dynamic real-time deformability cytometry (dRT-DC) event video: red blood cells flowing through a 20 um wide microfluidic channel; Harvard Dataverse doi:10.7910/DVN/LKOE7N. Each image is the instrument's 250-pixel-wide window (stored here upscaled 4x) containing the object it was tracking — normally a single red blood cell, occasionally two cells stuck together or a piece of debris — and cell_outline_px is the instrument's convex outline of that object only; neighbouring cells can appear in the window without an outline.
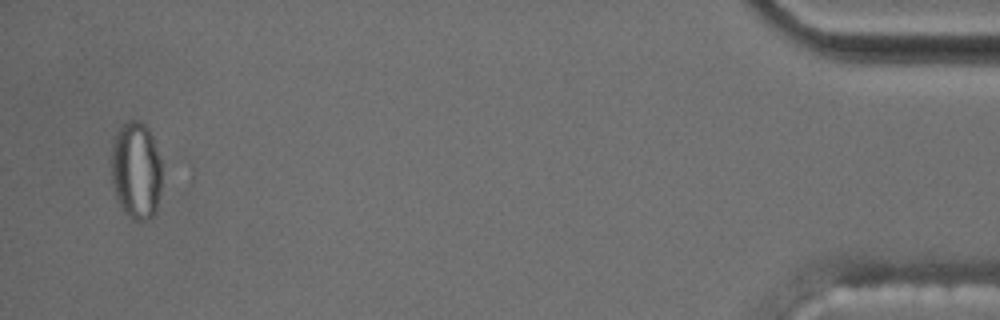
{"species": "common noctule bat (a hibernating species)", "species_latin": "Nyctalus noctula", "temperature_condition": "cold", "stored_images_in_passage": 49, "segment_of_instrument_passage": [2, 2], "camera_frame_rate_fps": 3000, "um_per_image_px": 0.085, "animal": {"sex": "male", "body_mass_g": 17.5, "forearm_length_mm": 52.3}, "frame": {"image": 1, "passage_image": 47, "time_ms": 15.333, "image_size_px": [1000, 320], "cell_outline_px": [[164, 160], [160, 192], [156, 212], [152, 216], [144, 220], [132, 220], [124, 212], [116, 200], [112, 184], [112, 136], [120, 124], [128, 120], [140, 120], [148, 128]], "centroid_in_image_um": [11.59, 14.45], "position_along_channel_um": 423.6, "area_um2": 29.94}}